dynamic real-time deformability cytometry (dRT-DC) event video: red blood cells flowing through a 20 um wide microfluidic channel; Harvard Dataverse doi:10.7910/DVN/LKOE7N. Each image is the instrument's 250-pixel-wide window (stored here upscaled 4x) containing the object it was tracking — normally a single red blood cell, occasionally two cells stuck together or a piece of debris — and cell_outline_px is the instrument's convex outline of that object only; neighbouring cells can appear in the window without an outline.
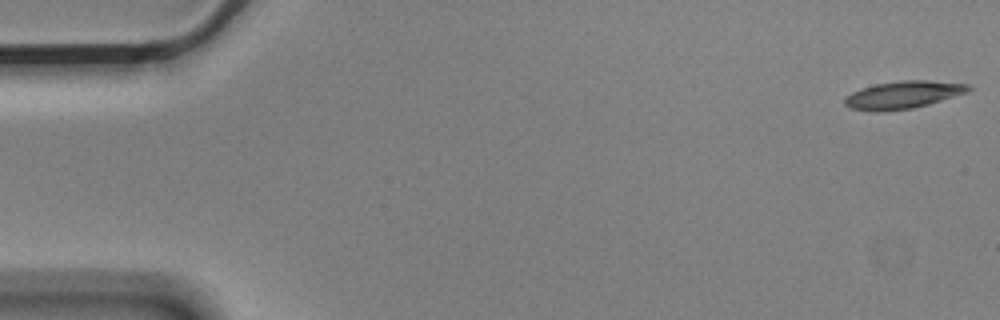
{"species": "Egyptian fruit bat (a non-hibernating species)", "species_latin": "Rousettus aegyptiacus", "temperature_condition": "cold", "stored_images_in_passage": 5, "camera_frame_rate_fps": 3000, "um_per_image_px": 0.085, "animal": {"sex": "male"}, "frame": {"image": 1, "passage_image": 5, "time_ms": 1.333, "image_size_px": [1000, 320], "cell_outline_px": [[972, 88], [968, 92], [928, 104], [912, 108], [880, 112], [876, 112], [852, 108], [844, 104], [844, 100], [852, 92], [860, 88], [876, 84], [904, 80], [928, 80], [968, 84]], "centroid_in_image_um": [76.77, 8.06], "position_along_channel_um": 8.2, "area_um2": 19.71}}